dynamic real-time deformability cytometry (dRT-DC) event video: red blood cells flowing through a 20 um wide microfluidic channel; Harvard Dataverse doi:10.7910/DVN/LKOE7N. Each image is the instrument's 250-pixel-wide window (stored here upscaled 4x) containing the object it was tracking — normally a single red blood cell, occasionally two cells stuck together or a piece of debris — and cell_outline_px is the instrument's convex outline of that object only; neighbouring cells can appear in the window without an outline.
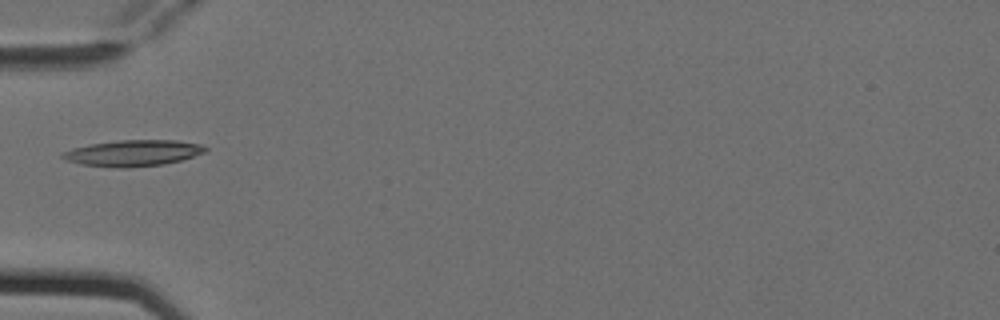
{"species": "Egyptian fruit bat (a non-hibernating species)", "species_latin": "Rousettus aegyptiacus", "temperature_condition": "cold", "stored_images_in_passage": 2, "camera_frame_rate_fps": 3000, "um_per_image_px": 0.085, "animal": {"sex": "female"}, "frame": {"image": 1, "passage_image": 2, "time_ms": 0.333, "image_size_px": [1000, 320], "cell_outline_px": [[208, 148], [204, 152], [180, 160], [164, 164], [128, 168], [124, 168], [80, 164], [64, 160], [60, 156], [60, 152], [72, 148], [88, 144], [120, 140], [176, 140], [200, 144]], "centroid_in_image_um": [11.24, 13.01], "position_along_channel_um": 73.8, "area_um2": 21.79}}